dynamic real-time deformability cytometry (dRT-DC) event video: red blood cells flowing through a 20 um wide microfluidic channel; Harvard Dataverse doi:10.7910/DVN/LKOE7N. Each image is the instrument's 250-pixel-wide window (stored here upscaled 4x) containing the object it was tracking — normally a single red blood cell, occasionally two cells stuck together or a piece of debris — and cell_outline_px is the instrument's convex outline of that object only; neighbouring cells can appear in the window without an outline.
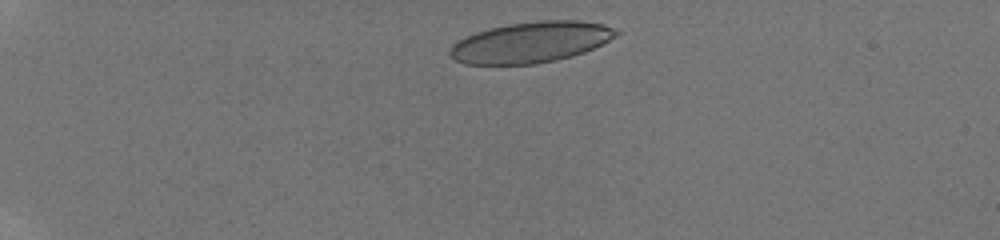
{"species": "human", "species_latin": "Homo sapiens", "temperature_condition": "room temperature", "stored_images_in_passage": 41, "camera_frame_rate_fps": 3000, "um_per_image_px": 0.085, "donor": {"sex": "male"}, "frame": {"image": 1, "passage_image": 3, "time_ms": 0.667, "image_size_px": [1000, 240], "cell_outline_px": [[620, 32], [616, 36], [584, 52], [572, 56], [556, 60], [536, 64], [464, 64], [456, 60], [448, 52], [452, 44], [464, 36], [488, 28], [508, 24], [540, 20], [580, 20], [604, 24]], "centroid_in_image_um": [45.1, 3.58], "position_along_channel_um": 39.9, "area_um2": 39.54}}
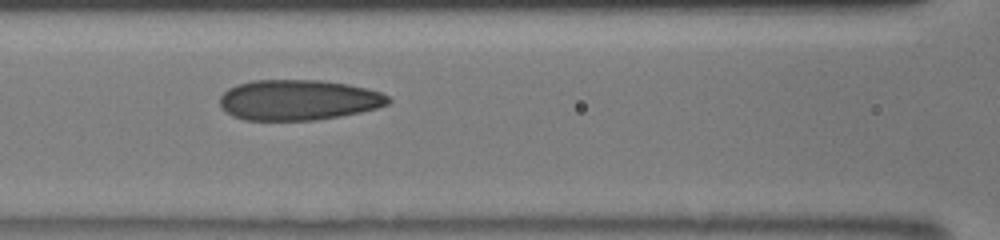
{"frame": {"image": 2, "passage_image": 16, "time_ms": 5.0, "image_size_px": [1000, 240], "cell_outline_px": [[392, 100], [388, 104], [376, 108], [360, 112], [340, 116], [316, 120], [244, 120], [232, 116], [224, 112], [220, 104], [220, 96], [228, 88], [236, 84], [252, 80], [320, 80], [348, 84], [380, 92], [388, 96]], "centroid_in_image_um": [25.32, 8.5], "position_along_channel_um": 141.3, "area_um2": 39.88}}
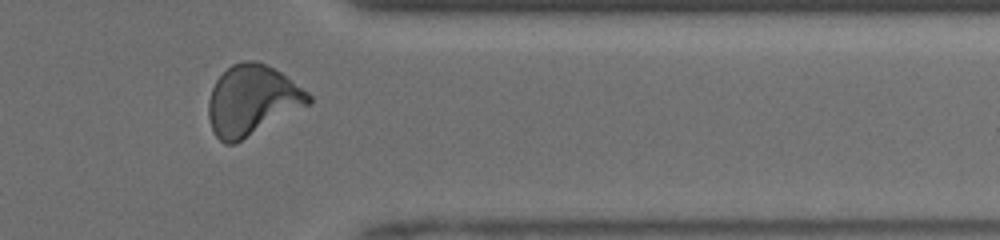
{"frame": {"image": 3, "passage_image": 34, "time_ms": 11.0, "image_size_px": [1000, 240], "cell_outline_px": [[312, 100], [308, 104], [236, 144], [224, 144], [216, 136], [212, 128], [208, 116], [208, 100], [212, 88], [216, 80], [232, 64], [244, 60], [256, 60], [280, 72], [308, 92], [312, 96]], "centroid_in_image_um": [21.39, 8.53], "position_along_channel_um": 390.0, "area_um2": 40.58}, "authors_computed_cell_mechanics": {"area_um2": 39.0728, "velocity_mm_per_s": 4.1985, "shape_relaxation_time_tau1_ms": 7.2423, "shape_relaxation_time_tau2_ms": 0.856, "deformation_change_tau1": 0.2103, "deformation_change_tau2": 0.0749}}